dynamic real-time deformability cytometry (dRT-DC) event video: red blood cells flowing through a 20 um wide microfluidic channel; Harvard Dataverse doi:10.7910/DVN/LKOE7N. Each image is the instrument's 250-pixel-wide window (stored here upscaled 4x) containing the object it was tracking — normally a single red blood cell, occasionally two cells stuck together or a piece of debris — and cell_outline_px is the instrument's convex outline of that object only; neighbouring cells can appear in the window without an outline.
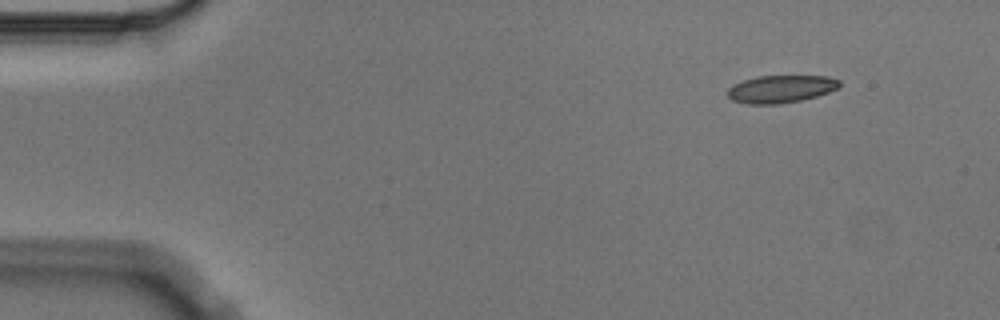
{"species": "Egyptian fruit bat (a non-hibernating species)", "species_latin": "Rousettus aegyptiacus", "temperature_condition": "cold", "stored_images_in_passage": 5, "camera_frame_rate_fps": 3000, "um_per_image_px": 0.085, "animal": {"sex": "male"}, "frame": {"image": 1, "passage_image": 1, "time_ms": 0.0, "image_size_px": [1000, 320], "cell_outline_px": [[840, 88], [816, 96], [800, 100], [780, 104], [748, 104], [732, 100], [728, 96], [728, 88], [732, 84], [756, 76], [828, 76], [840, 80]], "centroid_in_image_um": [66.37, 7.56], "position_along_channel_um": 18.6, "area_um2": 18.03}}
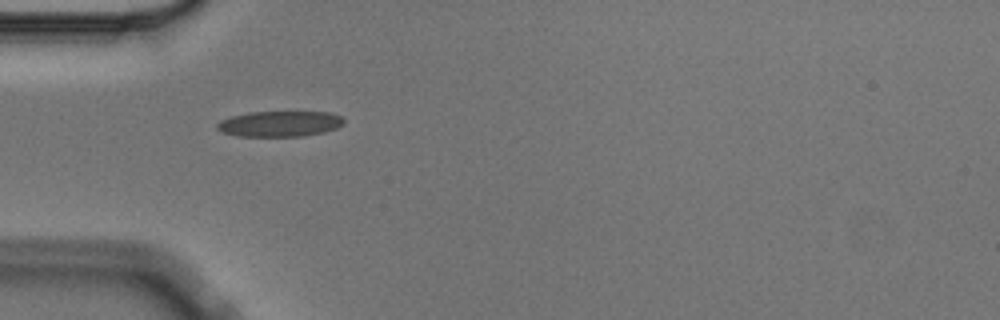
{"frame": {"image": 2, "passage_image": 4, "time_ms": 1.0, "image_size_px": [1000, 320], "cell_outline_px": [[344, 124], [336, 128], [324, 132], [304, 136], [236, 136], [220, 132], [216, 128], [216, 124], [220, 120], [232, 116], [248, 112], [332, 112], [344, 116]], "centroid_in_image_um": [23.79, 10.52], "position_along_channel_um": 61.2, "area_um2": 19.19}}
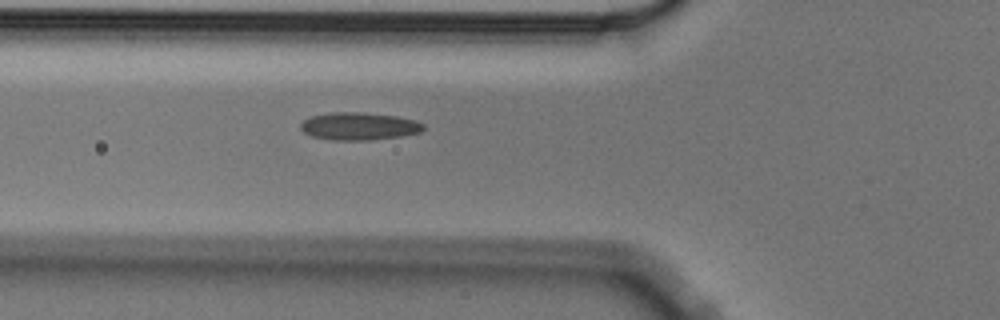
{"frame": {"image": 3, "passage_image": 5, "time_ms": 1.333, "image_size_px": [1000, 320], "cell_outline_px": [[424, 128], [420, 132], [400, 136], [368, 140], [332, 140], [312, 136], [304, 132], [300, 128], [300, 124], [304, 120], [312, 116], [332, 112], [360, 112], [396, 116], [416, 120], [424, 124]], "centroid_in_image_um": [30.51, 10.72], "position_along_channel_um": 95.3, "area_um2": 19.65}}